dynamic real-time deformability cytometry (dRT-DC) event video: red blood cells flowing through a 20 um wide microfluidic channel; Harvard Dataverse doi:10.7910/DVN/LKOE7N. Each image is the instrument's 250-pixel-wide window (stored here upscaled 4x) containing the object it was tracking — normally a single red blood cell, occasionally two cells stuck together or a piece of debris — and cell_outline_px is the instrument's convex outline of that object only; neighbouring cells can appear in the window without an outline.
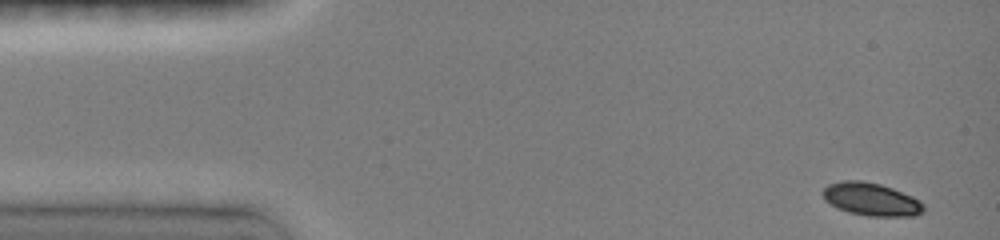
{"species": "common noctule bat (a hibernating species)", "species_latin": "Nyctalus noctula", "temperature_condition": "room temperature", "stored_images_in_passage": 41, "camera_frame_rate_fps": 3000, "um_per_image_px": 0.085, "animal": {"sex": "female", "body_mass_g": 19.0, "forearm_length_mm": 51.5}, "frame": {"image": 1, "passage_image": 1, "time_ms": 0.0, "image_size_px": [1000, 240], "cell_outline_px": [[924, 212], [916, 216], [868, 216], [848, 212], [836, 208], [824, 200], [820, 192], [828, 184], [840, 180], [860, 180], [880, 184], [892, 188], [912, 196], [920, 200], [924, 204]], "centroid_in_image_um": [74.03, 16.94], "position_along_channel_um": 11.0, "area_um2": 19.65}}
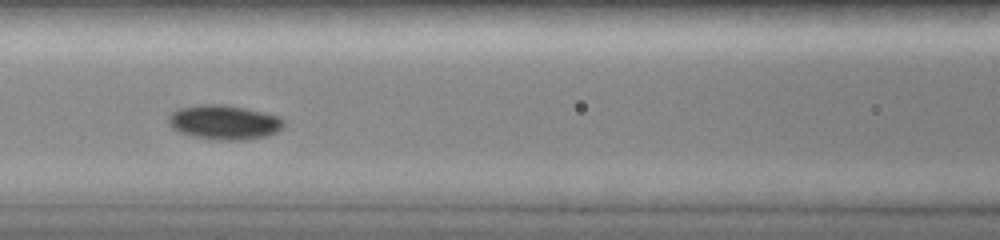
{"frame": {"image": 2, "passage_image": 18, "time_ms": 6.0, "image_size_px": [1000, 240], "cell_outline_px": [[284, 124], [276, 132], [268, 136], [244, 140], [216, 140], [188, 136], [172, 128], [168, 124], [168, 116], [176, 108], [196, 104], [224, 104], [244, 108], [280, 116], [284, 120]], "centroid_in_image_um": [19.0, 10.39], "position_along_channel_um": 147.6, "area_um2": 23.52}}
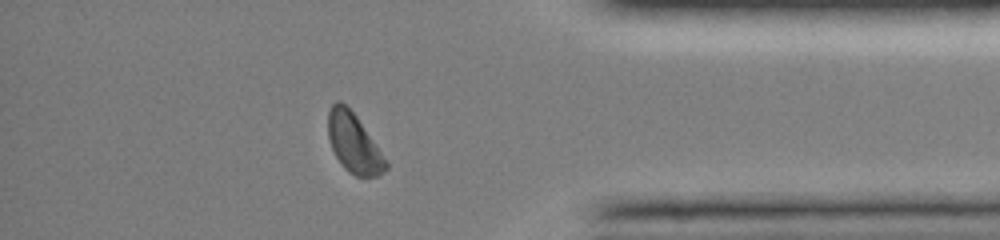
{"frame": {"image": 3, "passage_image": 37, "time_ms": 12.667, "image_size_px": [1000, 240], "cell_outline_px": [[388, 168], [376, 176], [356, 176], [348, 172], [340, 164], [332, 148], [328, 136], [328, 108], [336, 100], [340, 100], [356, 116], [388, 164]], "centroid_in_image_um": [30.02, 12.16], "position_along_channel_um": 405.2, "area_um2": 19.48}, "authors_computed_cell_mechanics": {"area_um2": 20.6924, "velocity_mm_per_s": 4.0538, "shape_relaxation_time_tau1_ms": 2.2918, "shape_relaxation_time_tau2_ms": null, "deformation_change_tau1": 0.12, "deformation_change_tau2": null}}